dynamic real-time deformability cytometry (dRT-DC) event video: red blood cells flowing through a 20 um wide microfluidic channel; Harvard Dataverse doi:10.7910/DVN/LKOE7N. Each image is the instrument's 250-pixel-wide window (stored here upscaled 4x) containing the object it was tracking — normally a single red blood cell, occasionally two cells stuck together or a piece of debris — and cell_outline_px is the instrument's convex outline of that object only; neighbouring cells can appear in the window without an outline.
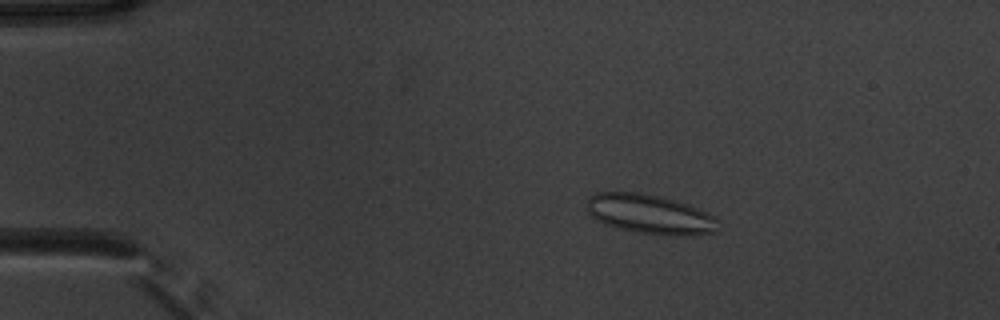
{"species": "common noctule bat (a hibernating species)", "species_latin": "Nyctalus noctula", "temperature_condition": "warm", "stored_images_in_passage": 53, "camera_frame_rate_fps": 3000, "um_per_image_px": 0.085, "animal": {"sex": "male", "body_mass_g": 20.1, "forearm_length_mm": 53.5}, "frame": {"image": 1, "passage_image": 10, "time_ms": 3.0, "image_size_px": [1000, 320], "cell_outline_px": [[716, 232], [680, 236], [676, 236], [636, 232], [616, 228], [604, 224], [588, 216], [588, 196], [596, 192], [640, 192], [660, 196], [676, 200], [688, 204], [708, 212], [716, 220]], "centroid_in_image_um": [55.19, 18.2], "position_along_channel_um": 29.8, "area_um2": 30.35}}
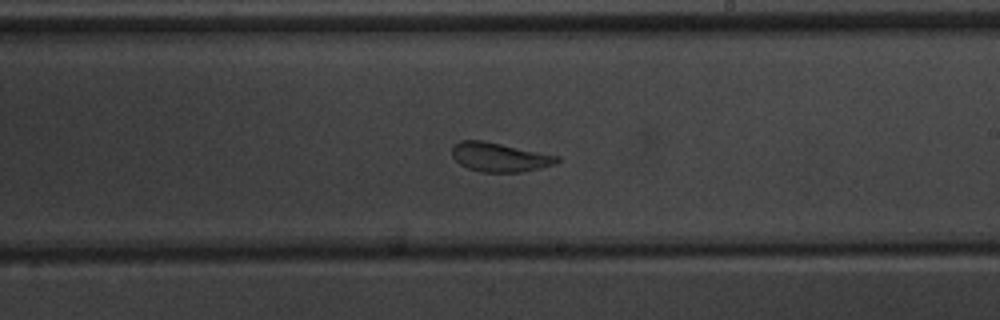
{"frame": {"image": 2, "passage_image": 32, "time_ms": 10.333, "image_size_px": [1000, 320], "cell_outline_px": [[560, 160], [556, 164], [540, 168], [520, 172], [480, 172], [468, 168], [460, 164], [452, 156], [452, 144], [460, 140], [484, 140], [560, 156]], "centroid_in_image_um": [42.46, 13.35], "position_along_channel_um": 246.5, "area_um2": 17.98}}
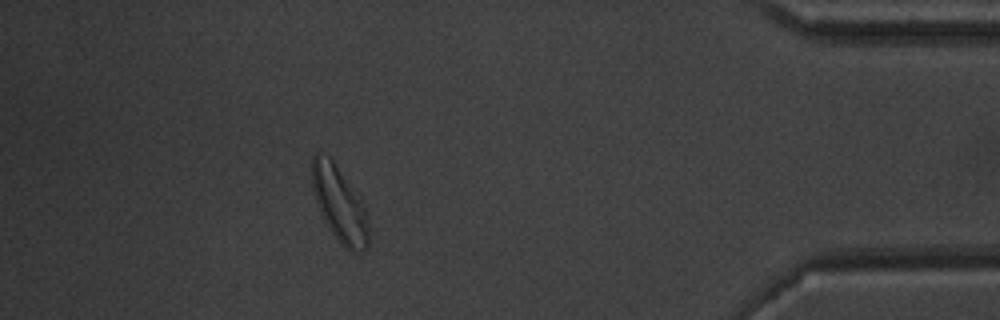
{"frame": {"image": 3, "passage_image": 48, "time_ms": 15.667, "image_size_px": [1000, 320], "cell_outline_px": [[368, 248], [364, 252], [356, 252], [344, 248], [340, 244], [328, 228], [320, 212], [312, 188], [312, 156], [316, 152], [328, 156], [332, 160], [360, 200], [364, 208], [368, 224]], "centroid_in_image_um": [28.84, 17.41], "position_along_channel_um": 406.4, "area_um2": 24.39}}